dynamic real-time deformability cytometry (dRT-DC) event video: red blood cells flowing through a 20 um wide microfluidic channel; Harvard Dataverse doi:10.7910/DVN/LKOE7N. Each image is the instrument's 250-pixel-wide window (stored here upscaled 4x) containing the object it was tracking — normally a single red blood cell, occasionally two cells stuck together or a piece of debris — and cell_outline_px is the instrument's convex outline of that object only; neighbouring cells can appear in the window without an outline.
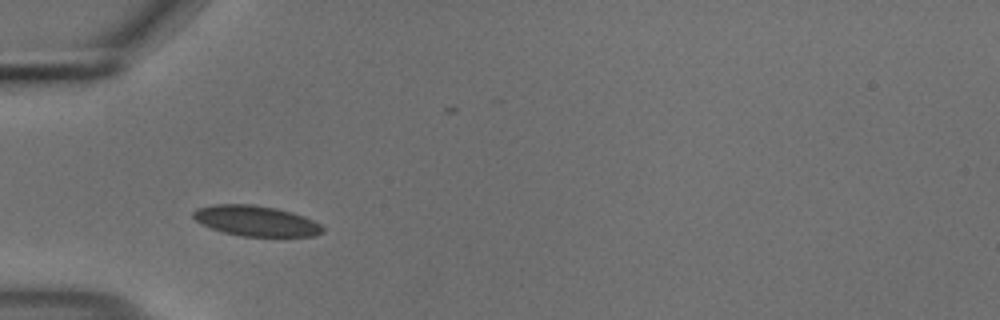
{"species": "common noctule bat (a hibernating species)", "species_latin": "Nyctalus noctula", "temperature_condition": "cold", "stored_images_in_passage": 39, "camera_frame_rate_fps": 3000, "um_per_image_px": 0.085, "animal": {"sex": "male", "body_mass_g": 18.8}, "frame": {"image": 1, "passage_image": 1, "time_ms": 0.0, "image_size_px": [1000, 320], "cell_outline_px": [[324, 232], [316, 236], [240, 236], [224, 232], [212, 228], [196, 220], [192, 216], [192, 212], [196, 208], [212, 204], [252, 204], [276, 208], [292, 212], [304, 216], [320, 224], [324, 228]], "centroid_in_image_um": [21.76, 18.77], "position_along_channel_um": 63.2, "area_um2": 22.95}}
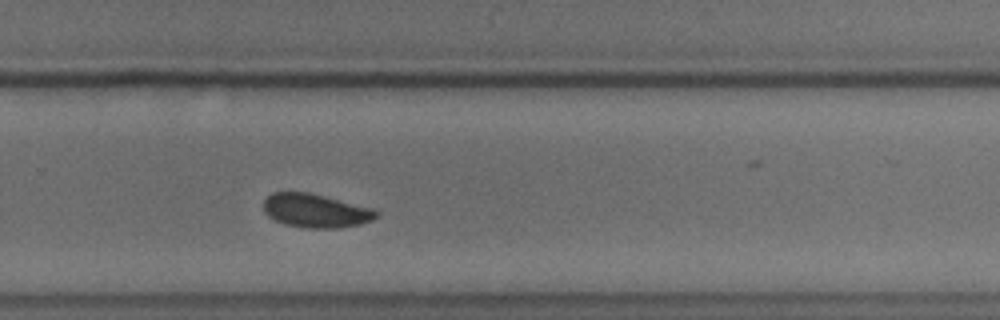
{"frame": {"image": 2, "passage_image": 21, "time_ms": 6.667, "image_size_px": [1000, 320], "cell_outline_px": [[380, 212], [372, 220], [360, 224], [340, 228], [308, 228], [284, 224], [268, 216], [264, 212], [264, 200], [272, 192], [308, 192], [372, 208]], "centroid_in_image_um": [26.82, 17.91], "position_along_channel_um": 303.0, "area_um2": 22.02}}
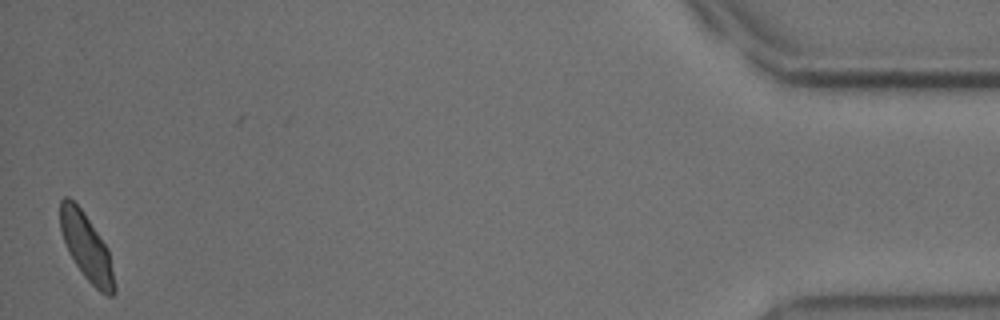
{"frame": {"image": 3, "passage_image": 38, "time_ms": 12.333, "image_size_px": [1000, 320], "cell_outline_px": [[116, 292], [112, 296], [108, 296], [100, 292], [84, 276], [68, 252], [60, 228], [60, 200], [64, 196], [68, 196], [80, 208], [108, 248], [116, 288]], "centroid_in_image_um": [7.35, 21.02], "position_along_channel_um": 427.8, "area_um2": 20.75}, "authors_computed_cell_mechanics": {"area_um2": 22.1374, "velocity_mm_per_s": 3.6549, "shape_relaxation_time_tau1_ms": 6.7366, "shape_relaxation_time_tau2_ms": 0.8155, "deformation_change_tau1": 0.0932, "deformation_change_tau2": 0.0348}}